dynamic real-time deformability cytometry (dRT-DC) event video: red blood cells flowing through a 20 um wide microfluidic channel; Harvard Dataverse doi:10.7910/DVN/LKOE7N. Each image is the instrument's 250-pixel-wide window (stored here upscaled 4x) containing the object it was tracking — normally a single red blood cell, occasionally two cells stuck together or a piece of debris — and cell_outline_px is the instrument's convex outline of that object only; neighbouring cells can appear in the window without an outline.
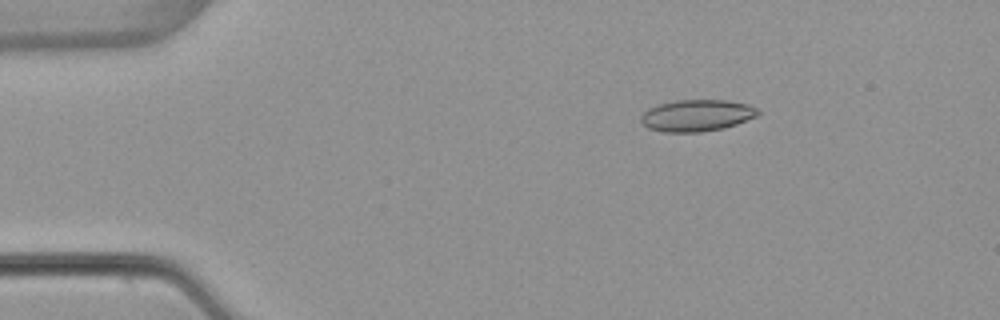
{"species": "common noctule bat (a hibernating species)", "species_latin": "Nyctalus noctula", "temperature_condition": "warm", "stored_images_in_passage": 46, "camera_frame_rate_fps": 3000, "um_per_image_px": 0.085, "animal": {"sex": "female", "body_mass_g": 22.7, "forearm_length_mm": 54.2}, "frame": {"image": 1, "passage_image": 1, "time_ms": 0.0, "image_size_px": [1000, 320], "cell_outline_px": [[760, 112], [756, 116], [736, 124], [724, 128], [700, 132], [664, 132], [648, 128], [640, 120], [640, 116], [648, 108], [656, 104], [676, 100], [728, 100], [748, 104], [756, 108]], "centroid_in_image_um": [59.2, 9.81], "position_along_channel_um": 25.8, "area_um2": 21.68}}
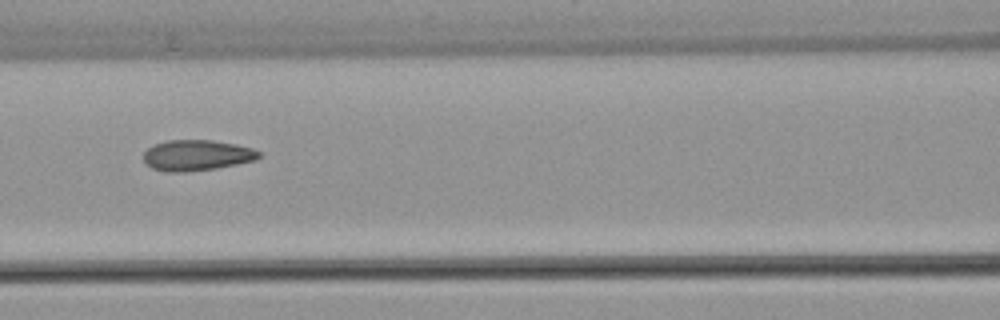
{"frame": {"image": 2, "passage_image": 16, "time_ms": 5.0, "image_size_px": [1000, 320], "cell_outline_px": [[264, 156], [256, 160], [216, 168], [184, 172], [164, 172], [152, 168], [144, 160], [144, 152], [148, 148], [156, 144], [168, 140], [212, 140], [236, 144], [252, 148], [260, 152]], "centroid_in_image_um": [16.76, 13.2], "position_along_channel_um": 149.8, "area_um2": 20.69}}
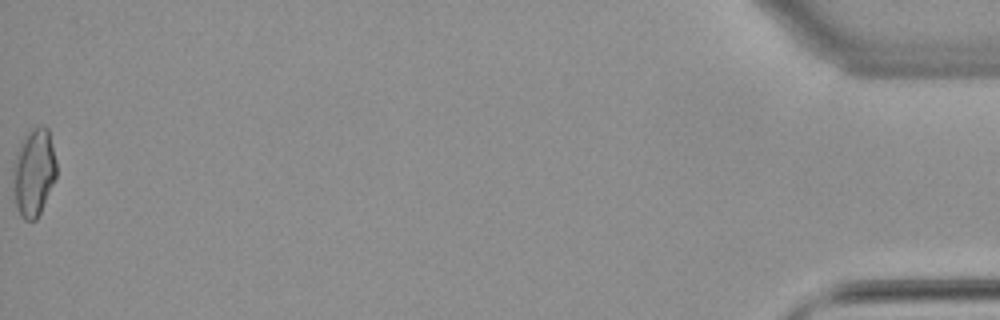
{"frame": {"image": 3, "passage_image": 46, "time_ms": 15.0, "image_size_px": [1000, 320], "cell_outline_px": [[56, 176], [40, 212], [36, 220], [24, 220], [20, 216], [16, 204], [12, 172], [12, 168], [16, 152], [20, 140], [32, 128], [40, 124], [44, 124], [48, 128], [56, 160]], "centroid_in_image_um": [2.86, 14.59], "position_along_channel_um": 432.3, "area_um2": 22.25}, "authors_computed_cell_mechanics": {"area_um2": 20.519, "velocity_mm_per_s": 3.8571, "shape_relaxation_time_tau1_ms": null, "shape_relaxation_time_tau2_ms": 1.6911, "deformation_change_tau1": null, "deformation_change_tau2": 0.0912}}